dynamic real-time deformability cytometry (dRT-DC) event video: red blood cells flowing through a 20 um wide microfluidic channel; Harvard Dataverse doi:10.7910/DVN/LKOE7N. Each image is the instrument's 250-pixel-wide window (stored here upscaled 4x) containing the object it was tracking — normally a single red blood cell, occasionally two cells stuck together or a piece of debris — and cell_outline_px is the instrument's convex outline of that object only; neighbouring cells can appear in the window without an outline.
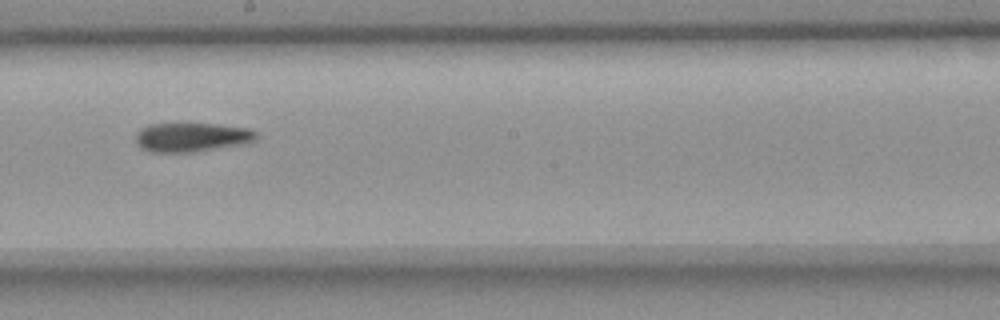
{"species": "common noctule bat (a hibernating species)", "species_latin": "Nyctalus noctula", "temperature_condition": "room temperature", "stored_images_in_passage": 16, "camera_frame_rate_fps": 3000, "um_per_image_px": 0.085, "animal": {"sex": "female", "body_mass_g": 18.4}, "frame": {"image": 1, "passage_image": 10, "time_ms": 3.0, "image_size_px": [1000, 320], "cell_outline_px": [[256, 140], [240, 144], [196, 152], [148, 152], [140, 148], [136, 144], [136, 132], [140, 128], [148, 124], [216, 124], [248, 128], [256, 132]], "centroid_in_image_um": [16.23, 11.67], "position_along_channel_um": 232.0, "area_um2": 20.46}}
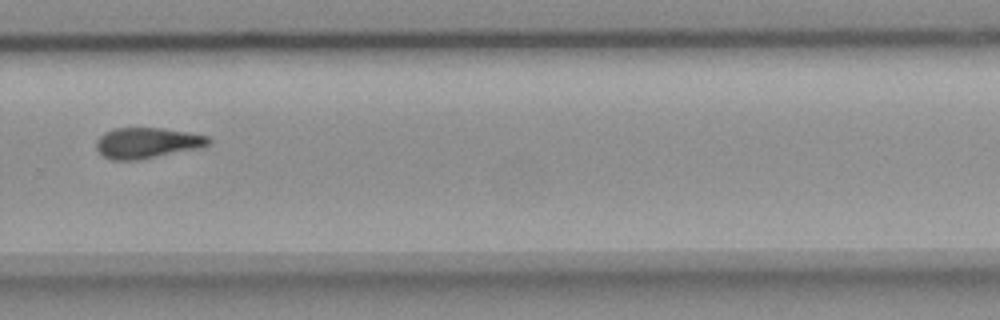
{"frame": {"image": 2, "passage_image": 12, "time_ms": 3.667, "image_size_px": [1000, 320], "cell_outline_px": [[212, 140], [208, 144], [200, 148], [140, 160], [112, 160], [104, 156], [96, 148], [96, 140], [104, 132], [112, 128], [164, 128], [188, 132], [208, 136]], "centroid_in_image_um": [12.5, 12.14], "position_along_channel_um": 317.3, "area_um2": 20.23}}
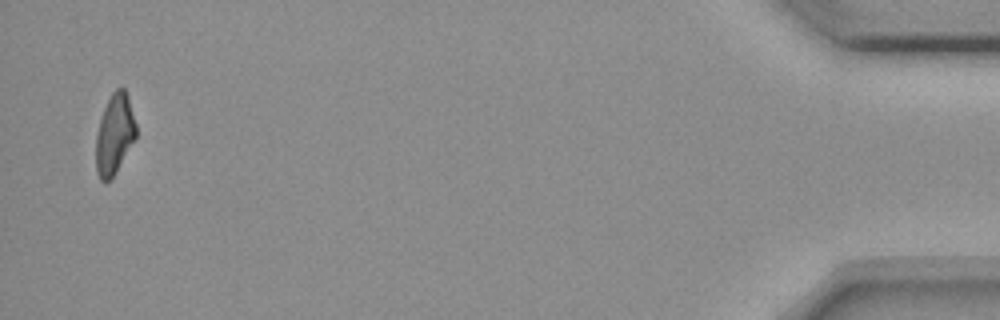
{"frame": {"image": 3, "passage_image": 16, "time_ms": 5.0, "image_size_px": [1000, 320], "cell_outline_px": [[136, 136], [112, 180], [100, 180], [96, 172], [96, 136], [100, 120], [104, 108], [112, 92], [116, 88], [124, 88], [128, 96], [136, 124]], "centroid_in_image_um": [9.73, 11.42], "position_along_channel_um": 425.5, "area_um2": 18.61}}